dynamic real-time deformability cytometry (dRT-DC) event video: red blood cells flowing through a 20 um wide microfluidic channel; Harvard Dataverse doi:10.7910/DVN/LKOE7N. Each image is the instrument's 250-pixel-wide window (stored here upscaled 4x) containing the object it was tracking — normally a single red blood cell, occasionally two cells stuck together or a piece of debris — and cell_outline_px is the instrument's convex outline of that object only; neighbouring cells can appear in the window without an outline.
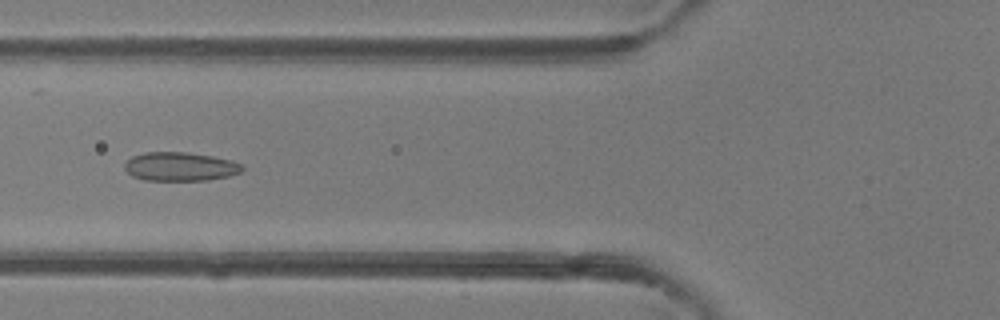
{"species": "common noctule bat (a hibernating species)", "species_latin": "Nyctalus noctula", "temperature_condition": "room temperature", "stored_images_in_passage": 49, "camera_frame_rate_fps": 3000, "um_per_image_px": 0.085, "animal": {"sex": "female"}, "frame": {"image": 1, "passage_image": 19, "time_ms": 6.0, "image_size_px": [1000, 320], "cell_outline_px": [[244, 168], [240, 172], [228, 176], [208, 180], [144, 180], [132, 176], [124, 168], [124, 164], [132, 156], [144, 152], [188, 152], [212, 156], [232, 160], [244, 164]], "centroid_in_image_um": [15.33, 14.15], "position_along_channel_um": 110.5, "area_um2": 19.83}}
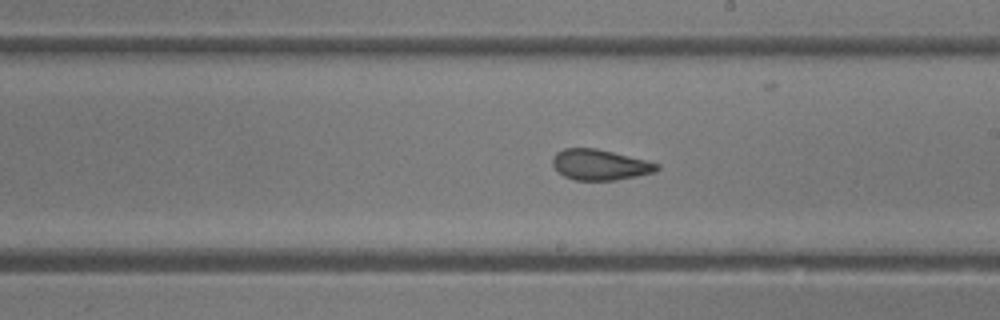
{"frame": {"image": 2, "passage_image": 28, "time_ms": 9.0, "image_size_px": [1000, 320], "cell_outline_px": [[660, 168], [656, 172], [616, 180], [576, 180], [564, 176], [556, 172], [552, 164], [552, 156], [556, 152], [564, 148], [596, 148], [660, 164]], "centroid_in_image_um": [50.95, 14.01], "position_along_channel_um": 238.0, "area_um2": 18.67}}
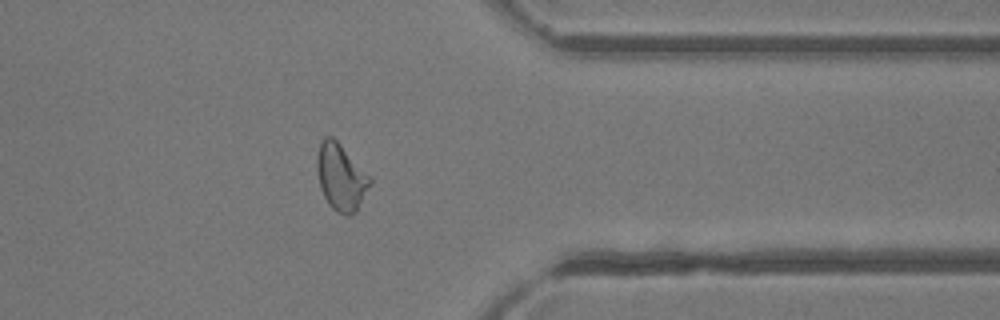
{"frame": {"image": 3, "passage_image": 39, "time_ms": 12.667, "image_size_px": [1000, 320], "cell_outline_px": [[372, 184], [356, 212], [348, 216], [344, 216], [336, 212], [328, 204], [320, 188], [316, 164], [316, 156], [320, 144], [324, 136], [332, 136], [372, 176]], "centroid_in_image_um": [29.0, 15.08], "position_along_channel_um": 382.4, "area_um2": 20.98}, "authors_computed_cell_mechanics": {"area_um2": 20.808, "velocity_mm_per_s": 4.2416, "shape_relaxation_time_tau1_ms": 11.2201, "shape_relaxation_time_tau2_ms": 1.2302, "deformation_change_tau1": 0.2365, "deformation_change_tau2": 0.0653}}